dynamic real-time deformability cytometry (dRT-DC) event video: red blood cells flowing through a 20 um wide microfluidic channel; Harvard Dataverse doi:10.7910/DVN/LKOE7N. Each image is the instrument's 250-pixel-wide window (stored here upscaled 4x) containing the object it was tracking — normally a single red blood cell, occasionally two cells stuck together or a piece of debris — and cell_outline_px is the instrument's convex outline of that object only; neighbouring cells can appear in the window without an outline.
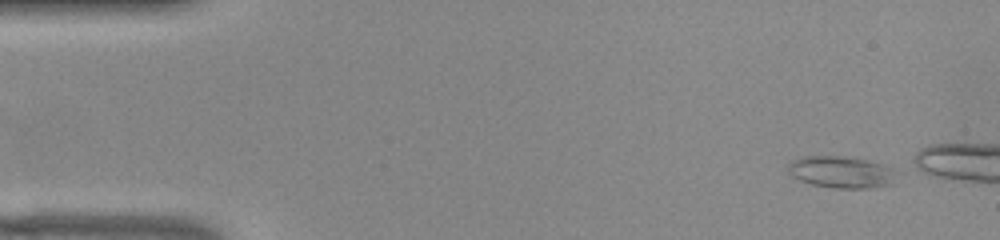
{"species": "common noctule bat (a hibernating species)", "species_latin": "Nyctalus noctula", "temperature_condition": "warm", "stored_images_in_passage": 40, "camera_frame_rate_fps": 3000, "um_per_image_px": 0.085, "animal": {"sex": "female", "body_mass_g": 22.0, "forearm_length_mm": 56.7}, "frame": {"image": 1, "passage_image": 1, "time_ms": 0.0, "image_size_px": [1000, 240], "cell_outline_px": [[900, 172], [892, 184], [868, 188], [832, 188], [812, 184], [800, 180], [792, 176], [788, 172], [788, 164], [792, 160], [800, 156], [852, 156], [868, 160], [892, 168]], "centroid_in_image_um": [71.53, 14.61], "position_along_channel_um": 13.5, "area_um2": 20.46}}
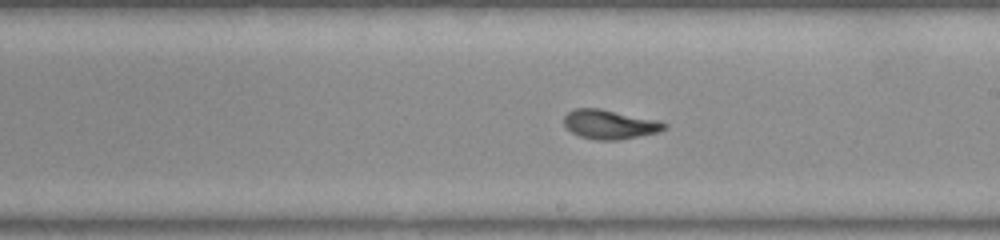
{"frame": {"image": 2, "passage_image": 27, "time_ms": 8.667, "image_size_px": [1000, 240], "cell_outline_px": [[668, 128], [660, 132], [620, 140], [596, 140], [580, 136], [572, 132], [564, 124], [564, 116], [568, 112], [576, 108], [600, 108], [656, 120], [668, 124]], "centroid_in_image_um": [51.85, 10.58], "position_along_channel_um": 237.1, "area_um2": 17.11}}
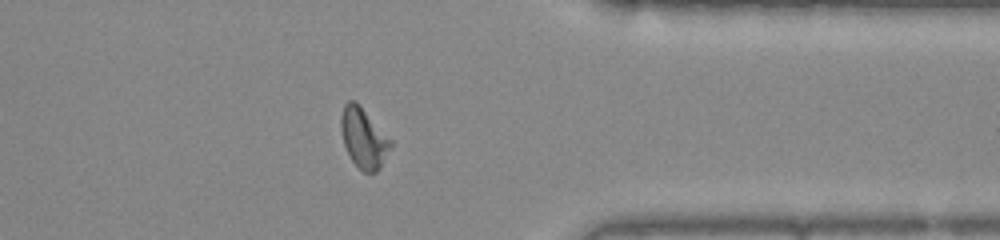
{"frame": {"image": 3, "passage_image": 39, "time_ms": 12.667, "image_size_px": [1000, 240], "cell_outline_px": [[392, 144], [380, 168], [376, 172], [364, 172], [352, 160], [344, 144], [340, 128], [340, 116], [344, 104], [348, 100], [356, 100], [360, 104], [392, 140]], "centroid_in_image_um": [30.9, 11.68], "position_along_channel_um": 380.5, "area_um2": 17.4}}